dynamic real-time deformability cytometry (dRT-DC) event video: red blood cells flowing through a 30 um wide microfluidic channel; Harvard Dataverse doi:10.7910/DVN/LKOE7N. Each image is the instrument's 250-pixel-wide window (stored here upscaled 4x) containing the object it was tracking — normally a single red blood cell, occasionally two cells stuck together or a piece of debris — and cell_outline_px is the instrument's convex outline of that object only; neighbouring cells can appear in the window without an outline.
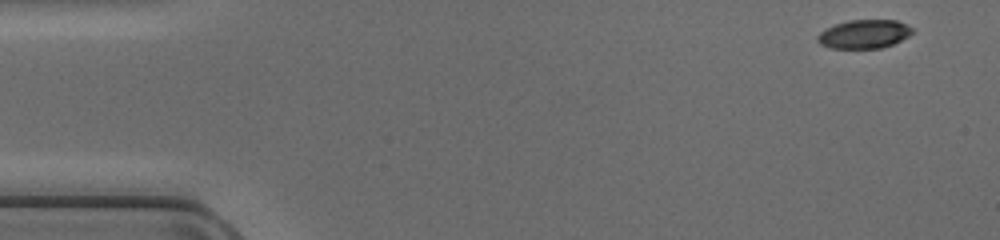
{"species": "common noctule bat (a hibernating species)", "species_latin": "Nyctalus noctula", "temperature_condition": "cold", "stored_images_in_passage": 46, "camera_frame_rate_fps": 3000, "um_per_image_px": 0.085, "animal": {"sex": "female", "body_mass_g": 17.0, "forearm_length_mm": 48.0}, "frame": {"image": 1, "passage_image": 1, "time_ms": 0.0, "image_size_px": [1000, 240], "cell_outline_px": [[912, 32], [908, 36], [892, 44], [880, 48], [832, 48], [820, 44], [816, 40], [816, 36], [820, 32], [836, 24], [848, 20], [896, 20], [912, 28]], "centroid_in_image_um": [73.41, 2.9], "position_along_channel_um": 11.6, "area_um2": 15.61}}
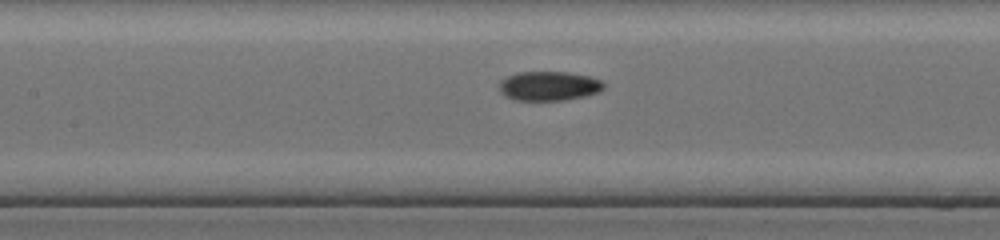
{"frame": {"image": 2, "passage_image": 20, "time_ms": 6.333, "image_size_px": [1000, 240], "cell_outline_px": [[604, 88], [600, 92], [584, 96], [564, 100], [516, 100], [504, 96], [500, 92], [500, 80], [516, 72], [568, 72], [588, 76], [600, 80], [604, 84]], "centroid_in_image_um": [46.65, 7.31], "position_along_channel_um": 160.8, "area_um2": 17.86}}
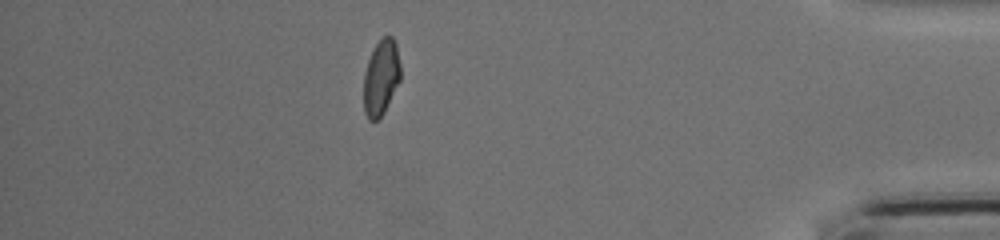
{"frame": {"image": 3, "passage_image": 40, "time_ms": 13.0, "image_size_px": [1000, 240], "cell_outline_px": [[400, 80], [384, 112], [376, 120], [368, 120], [364, 112], [364, 72], [368, 60], [376, 44], [384, 36], [392, 36], [396, 44], [400, 64]], "centroid_in_image_um": [32.39, 6.59], "position_along_channel_um": 402.8, "area_um2": 16.07}}